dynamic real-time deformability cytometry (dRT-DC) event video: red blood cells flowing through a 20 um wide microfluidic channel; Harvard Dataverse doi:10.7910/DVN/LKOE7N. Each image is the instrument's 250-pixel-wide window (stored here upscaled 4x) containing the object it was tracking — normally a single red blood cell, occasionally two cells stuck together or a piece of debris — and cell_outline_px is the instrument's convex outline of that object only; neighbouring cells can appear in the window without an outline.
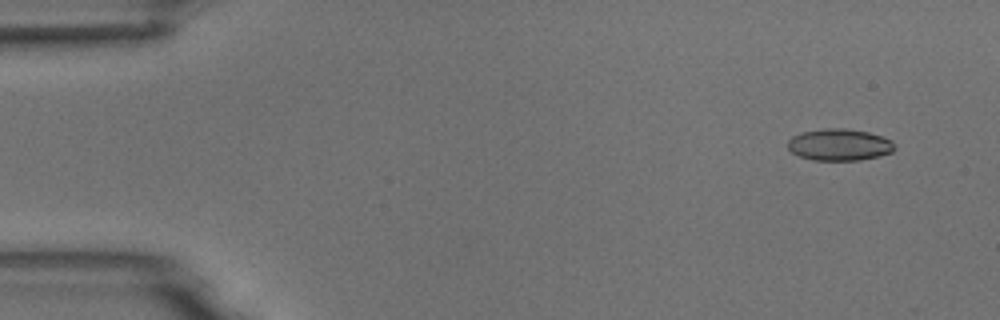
{"species": "common noctule bat (a hibernating species)", "species_latin": "Nyctalus noctula", "temperature_condition": "room temperature", "stored_images_in_passage": 4, "camera_frame_rate_fps": 3000, "um_per_image_px": 0.085, "animal": {"sex": "male", "body_mass_g": 18.8}, "frame": {"image": 1, "passage_image": 1, "time_ms": 0.0, "image_size_px": [1000, 320], "cell_outline_px": [[896, 148], [892, 152], [880, 156], [860, 160], [812, 160], [800, 156], [792, 152], [788, 148], [788, 140], [792, 136], [800, 132], [824, 128], [844, 128], [868, 132], [892, 140]], "centroid_in_image_um": [71.35, 12.3], "position_along_channel_um": 13.7, "area_um2": 19.88}}
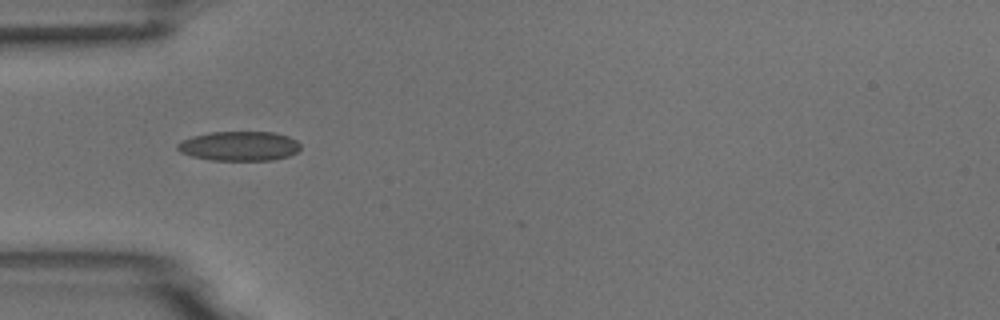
{"frame": {"image": 2, "passage_image": 4, "time_ms": 4.333, "image_size_px": [1000, 320], "cell_outline_px": [[300, 148], [296, 152], [288, 156], [272, 160], [212, 160], [192, 156], [180, 152], [176, 148], [176, 144], [192, 136], [208, 132], [276, 132], [288, 136], [296, 140], [300, 144]], "centroid_in_image_um": [20.33, 12.41], "position_along_channel_um": 64.7, "area_um2": 21.15}}